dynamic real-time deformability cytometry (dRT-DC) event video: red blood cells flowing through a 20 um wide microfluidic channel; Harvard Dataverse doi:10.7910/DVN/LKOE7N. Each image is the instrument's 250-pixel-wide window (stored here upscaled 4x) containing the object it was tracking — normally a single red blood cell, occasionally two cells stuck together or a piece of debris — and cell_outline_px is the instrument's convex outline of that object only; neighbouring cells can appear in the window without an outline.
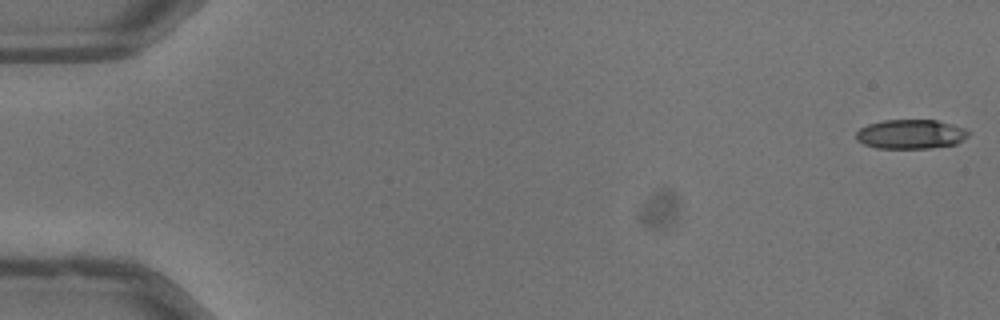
{"species": "common noctule bat (a hibernating species)", "species_latin": "Nyctalus noctula", "temperature_condition": "warm", "stored_images_in_passage": 14, "camera_frame_rate_fps": 3000, "um_per_image_px": 0.085, "animal": {"sex": "male", "body_mass_g": 13.3}, "frame": {"image": 1, "passage_image": 1, "time_ms": 0.0, "image_size_px": [1000, 320], "cell_outline_px": [[968, 136], [964, 140], [956, 144], [928, 148], [876, 148], [864, 144], [856, 140], [856, 132], [860, 128], [868, 124], [884, 120], [936, 120], [964, 128], [968, 132]], "centroid_in_image_um": [77.39, 11.41], "position_along_channel_um": 7.6, "area_um2": 19.13}}